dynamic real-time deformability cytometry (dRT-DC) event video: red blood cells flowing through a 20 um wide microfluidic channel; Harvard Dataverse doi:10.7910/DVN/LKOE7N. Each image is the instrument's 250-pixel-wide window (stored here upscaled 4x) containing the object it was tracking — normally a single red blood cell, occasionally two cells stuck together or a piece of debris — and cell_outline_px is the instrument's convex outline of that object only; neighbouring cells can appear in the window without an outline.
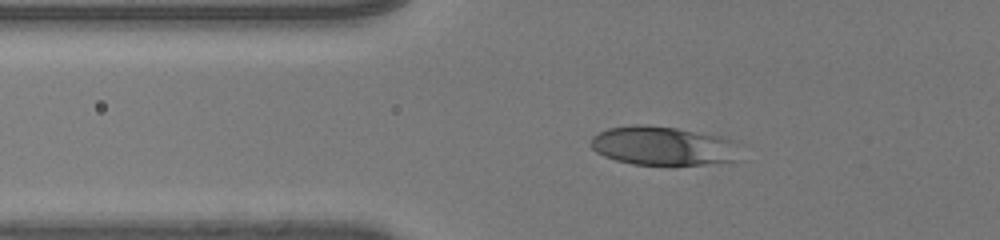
{"species": "human", "species_latin": "Homo sapiens", "temperature_condition": "room temperature", "stored_images_in_passage": 34, "camera_frame_rate_fps": 3000, "um_per_image_px": 0.085, "donor": {"sex": "male"}, "frame": {"image": 1, "passage_image": 2, "time_ms": 0.333, "image_size_px": [1000, 240], "cell_outline_px": [[732, 160], [704, 164], [632, 164], [616, 160], [604, 156], [596, 152], [592, 148], [592, 136], [608, 128], [632, 124], [644, 124], [676, 128], [716, 136], [732, 140]], "centroid_in_image_um": [56.17, 12.38], "position_along_channel_um": 69.6, "area_um2": 32.66}}
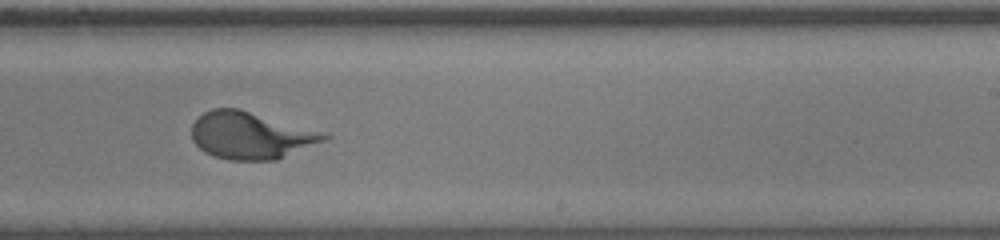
{"frame": {"image": 2, "passage_image": 18, "time_ms": 5.667, "image_size_px": [1000, 240], "cell_outline_px": [[332, 136], [324, 140], [276, 160], [228, 160], [204, 152], [192, 140], [192, 124], [204, 112], [212, 108], [240, 108]], "centroid_in_image_um": [21.24, 11.51], "position_along_channel_um": 267.8, "area_um2": 35.66}}
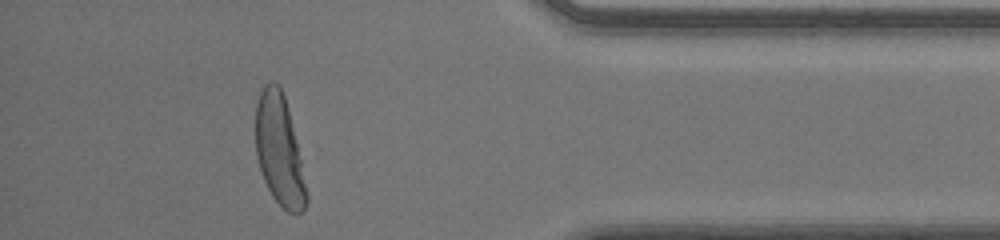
{"frame": {"image": 3, "passage_image": 30, "time_ms": 9.667, "image_size_px": [1000, 240], "cell_outline_px": [[308, 200], [304, 208], [300, 212], [288, 212], [272, 196], [264, 180], [256, 156], [256, 100], [264, 84], [280, 84], [284, 96], [300, 160], [308, 196]], "centroid_in_image_um": [23.71, 12.77], "position_along_channel_um": 411.5, "area_um2": 31.79}}